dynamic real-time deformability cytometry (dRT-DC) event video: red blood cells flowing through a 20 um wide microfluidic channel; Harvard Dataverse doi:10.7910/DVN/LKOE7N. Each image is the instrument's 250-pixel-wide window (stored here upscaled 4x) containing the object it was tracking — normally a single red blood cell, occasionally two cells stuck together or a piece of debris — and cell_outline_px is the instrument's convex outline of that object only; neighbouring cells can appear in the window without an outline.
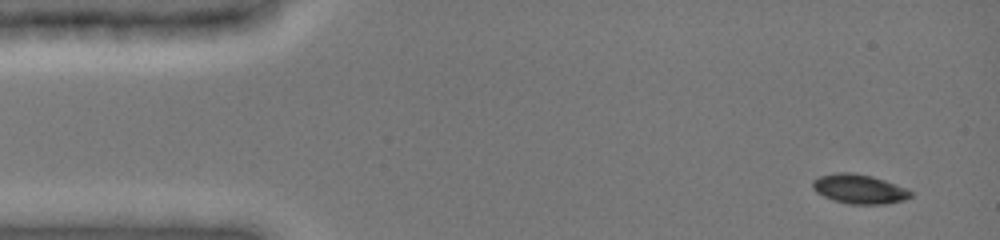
{"species": "common noctule bat (a hibernating species)", "species_latin": "Nyctalus noctula", "temperature_condition": "cold", "stored_images_in_passage": 8, "camera_frame_rate_fps": 3000, "um_per_image_px": 0.085, "animal": {"sex": "female", "body_mass_g": 19.0, "forearm_length_mm": 51.5}, "frame": {"image": 1, "passage_image": 1, "time_ms": 0.0, "image_size_px": [1000, 240], "cell_outline_px": [[912, 196], [904, 200], [884, 204], [848, 204], [832, 200], [816, 192], [812, 188], [812, 180], [820, 176], [836, 172], [852, 172], [872, 176], [908, 188], [912, 192]], "centroid_in_image_um": [73.03, 16.06], "position_along_channel_um": 12.0, "area_um2": 16.94}}
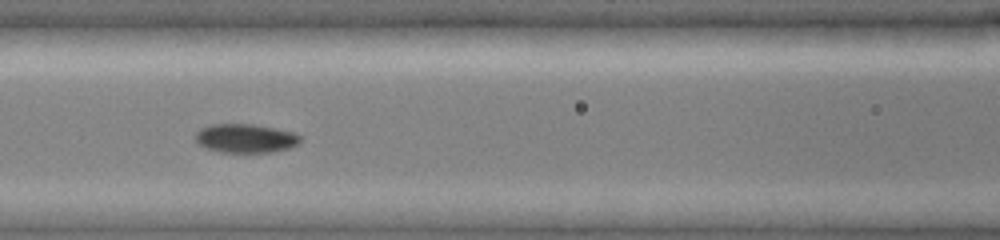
{"frame": {"image": 2, "passage_image": 7, "time_ms": 6.0, "image_size_px": [1000, 240], "cell_outline_px": [[300, 140], [296, 144], [288, 148], [272, 152], [220, 152], [208, 148], [200, 144], [196, 140], [196, 132], [200, 128], [208, 124], [252, 124], [276, 128], [296, 132], [300, 136]], "centroid_in_image_um": [20.87, 11.74], "position_along_channel_um": 145.7, "area_um2": 17.57}}